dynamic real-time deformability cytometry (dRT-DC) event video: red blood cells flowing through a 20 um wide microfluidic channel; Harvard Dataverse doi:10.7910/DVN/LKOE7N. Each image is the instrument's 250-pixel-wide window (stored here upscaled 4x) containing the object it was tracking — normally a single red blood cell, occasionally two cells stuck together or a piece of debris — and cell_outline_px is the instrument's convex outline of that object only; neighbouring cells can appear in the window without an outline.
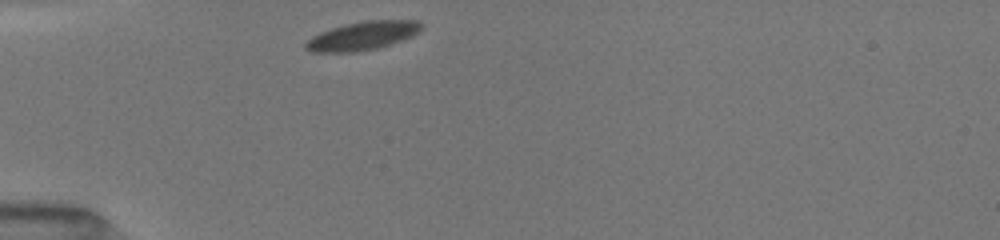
{"species": "common noctule bat (a hibernating species)", "species_latin": "Nyctalus noctula", "temperature_condition": "room temperature", "stored_images_in_passage": 38, "camera_frame_rate_fps": 3000, "um_per_image_px": 0.085, "animal": {"sex": "female", "body_mass_g": 19.5, "forearm_length_mm": 54.1}, "frame": {"image": 1, "passage_image": 1, "time_ms": 0.0, "image_size_px": [1000, 240], "cell_outline_px": [[420, 28], [416, 32], [392, 44], [376, 48], [356, 52], [312, 52], [304, 48], [304, 44], [308, 40], [332, 28], [344, 24], [368, 20], [416, 20], [420, 24]], "centroid_in_image_um": [30.78, 3.05], "position_along_channel_um": 54.2, "area_um2": 18.67}}
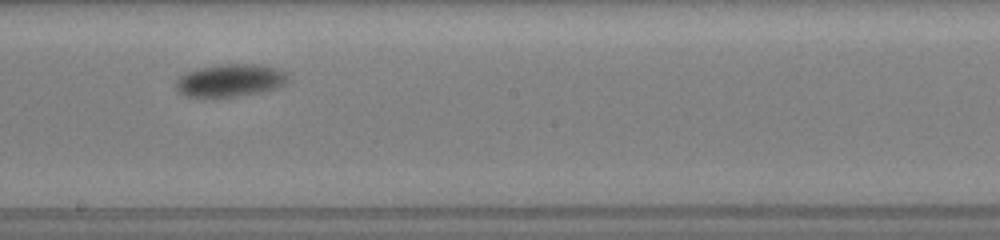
{"frame": {"image": 2, "passage_image": 16, "time_ms": 5.0, "image_size_px": [1000, 240], "cell_outline_px": [[288, 80], [284, 84], [276, 88], [260, 92], [236, 96], [188, 96], [180, 92], [176, 88], [176, 80], [180, 76], [188, 72], [200, 68], [220, 64], [264, 64], [276, 68], [284, 72], [288, 76]], "centroid_in_image_um": [19.6, 6.81], "position_along_channel_um": 228.6, "area_um2": 20.98}}
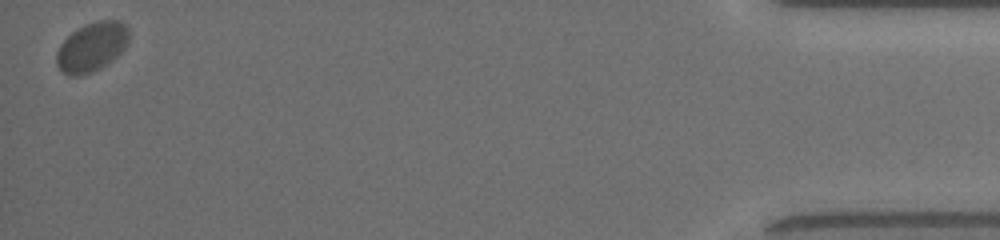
{"frame": {"image": 3, "passage_image": 38, "time_ms": 12.333, "image_size_px": [1000, 240], "cell_outline_px": [[128, 40], [124, 48], [112, 60], [100, 68], [92, 72], [72, 76], [68, 76], [56, 64], [56, 52], [60, 44], [72, 32], [84, 24], [96, 20], [120, 20], [128, 28]], "centroid_in_image_um": [7.79, 3.97], "position_along_channel_um": 427.4, "area_um2": 20.63}, "authors_computed_cell_mechanics": {"area_um2": 20.0277, "velocity_mm_per_s": 3.8096, "shape_relaxation_time_tau1_ms": 3.0683, "shape_relaxation_time_tau2_ms": null, "deformation_change_tau1": 0.1101, "deformation_change_tau2": null}}